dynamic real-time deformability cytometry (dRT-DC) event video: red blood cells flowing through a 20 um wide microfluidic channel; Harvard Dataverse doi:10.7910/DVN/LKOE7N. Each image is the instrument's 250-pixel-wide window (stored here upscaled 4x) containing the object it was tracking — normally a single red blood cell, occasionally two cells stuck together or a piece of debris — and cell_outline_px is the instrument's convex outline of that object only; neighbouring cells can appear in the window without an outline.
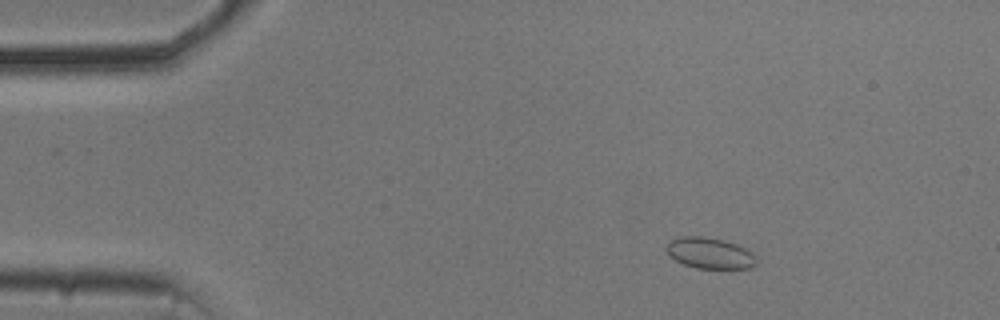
{"species": "common noctule bat (a hibernating species)", "species_latin": "Nyctalus noctula", "temperature_condition": "cold", "stored_images_in_passage": 47, "camera_frame_rate_fps": 3000, "um_per_image_px": 0.085, "animal": {"sex": "male", "body_mass_g": 20.5, "forearm_length_mm": 52.5}, "frame": {"image": 1, "passage_image": 1, "time_ms": 0.0, "image_size_px": [1000, 320], "cell_outline_px": [[756, 264], [752, 268], [696, 268], [684, 264], [676, 260], [664, 248], [672, 240], [680, 236], [704, 236], [724, 240], [736, 244], [744, 248], [756, 260]], "centroid_in_image_um": [60.3, 21.51], "position_along_channel_um": 24.7, "area_um2": 15.95}}
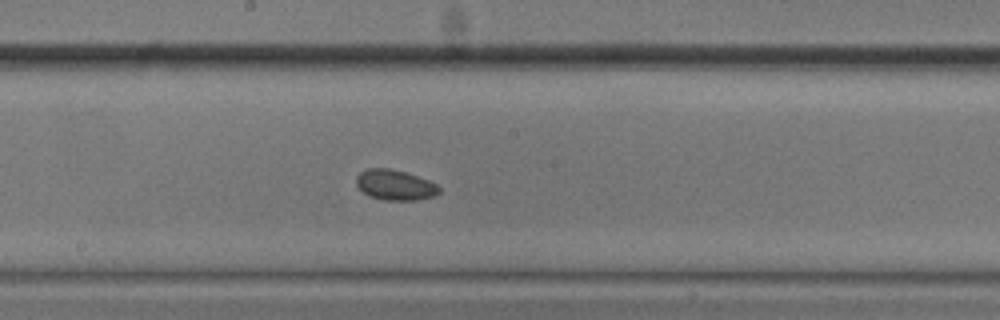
{"frame": {"image": 2, "passage_image": 22, "time_ms": 7.0, "image_size_px": [1000, 320], "cell_outline_px": [[440, 192], [432, 196], [416, 200], [384, 200], [368, 196], [356, 184], [356, 176], [360, 172], [368, 168], [392, 168], [428, 180], [436, 184], [440, 188]], "centroid_in_image_um": [33.55, 15.72], "position_along_channel_um": 214.6, "area_um2": 14.57}}
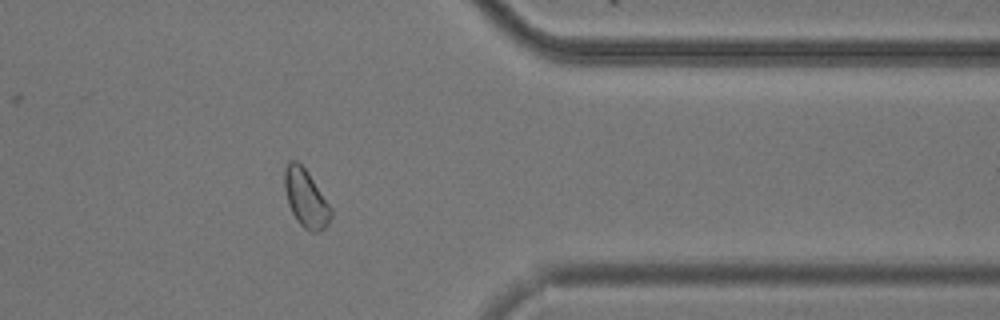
{"frame": {"image": 3, "passage_image": 37, "time_ms": 12.0, "image_size_px": [1000, 320], "cell_outline_px": [[332, 216], [328, 224], [320, 232], [312, 232], [304, 228], [296, 220], [288, 204], [284, 188], [284, 168], [288, 160], [296, 160], [308, 172], [332, 208]], "centroid_in_image_um": [25.99, 16.85], "position_along_channel_um": 385.4, "area_um2": 15.78}}